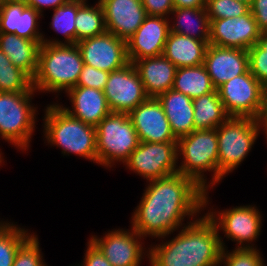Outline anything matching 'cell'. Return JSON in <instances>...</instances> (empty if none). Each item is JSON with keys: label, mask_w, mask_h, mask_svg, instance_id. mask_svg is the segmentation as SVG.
I'll return each instance as SVG.
<instances>
[{"label": "cell", "mask_w": 267, "mask_h": 266, "mask_svg": "<svg viewBox=\"0 0 267 266\" xmlns=\"http://www.w3.org/2000/svg\"><path fill=\"white\" fill-rule=\"evenodd\" d=\"M147 183L131 217L132 228L142 237L164 239L185 226L186 216L194 219L209 205L208 191L180 173Z\"/></svg>", "instance_id": "cell-1"}, {"label": "cell", "mask_w": 267, "mask_h": 266, "mask_svg": "<svg viewBox=\"0 0 267 266\" xmlns=\"http://www.w3.org/2000/svg\"><path fill=\"white\" fill-rule=\"evenodd\" d=\"M190 220L169 241L150 246V266H213L220 263L225 243L205 214Z\"/></svg>", "instance_id": "cell-2"}, {"label": "cell", "mask_w": 267, "mask_h": 266, "mask_svg": "<svg viewBox=\"0 0 267 266\" xmlns=\"http://www.w3.org/2000/svg\"><path fill=\"white\" fill-rule=\"evenodd\" d=\"M43 119L45 140L62 154H76L97 164L96 128L71 116L61 104H50Z\"/></svg>", "instance_id": "cell-3"}, {"label": "cell", "mask_w": 267, "mask_h": 266, "mask_svg": "<svg viewBox=\"0 0 267 266\" xmlns=\"http://www.w3.org/2000/svg\"><path fill=\"white\" fill-rule=\"evenodd\" d=\"M83 65L77 44H42L33 88L36 93L67 92L76 87Z\"/></svg>", "instance_id": "cell-4"}, {"label": "cell", "mask_w": 267, "mask_h": 266, "mask_svg": "<svg viewBox=\"0 0 267 266\" xmlns=\"http://www.w3.org/2000/svg\"><path fill=\"white\" fill-rule=\"evenodd\" d=\"M177 153L178 159L183 156L178 173L193 179L203 190L208 191L209 187H214L224 179L218 171L217 129L193 130L189 135L179 138ZM207 171L213 172L210 182L204 175Z\"/></svg>", "instance_id": "cell-5"}, {"label": "cell", "mask_w": 267, "mask_h": 266, "mask_svg": "<svg viewBox=\"0 0 267 266\" xmlns=\"http://www.w3.org/2000/svg\"><path fill=\"white\" fill-rule=\"evenodd\" d=\"M95 128L97 164L104 167L124 164L140 143L128 113L111 112Z\"/></svg>", "instance_id": "cell-6"}, {"label": "cell", "mask_w": 267, "mask_h": 266, "mask_svg": "<svg viewBox=\"0 0 267 266\" xmlns=\"http://www.w3.org/2000/svg\"><path fill=\"white\" fill-rule=\"evenodd\" d=\"M34 92H0V137L20 150H28L35 130Z\"/></svg>", "instance_id": "cell-7"}, {"label": "cell", "mask_w": 267, "mask_h": 266, "mask_svg": "<svg viewBox=\"0 0 267 266\" xmlns=\"http://www.w3.org/2000/svg\"><path fill=\"white\" fill-rule=\"evenodd\" d=\"M217 129L218 171L224 176L237 168L250 153L262 126L250 117H229Z\"/></svg>", "instance_id": "cell-8"}, {"label": "cell", "mask_w": 267, "mask_h": 266, "mask_svg": "<svg viewBox=\"0 0 267 266\" xmlns=\"http://www.w3.org/2000/svg\"><path fill=\"white\" fill-rule=\"evenodd\" d=\"M177 142H140L124 165L147 181L178 173Z\"/></svg>", "instance_id": "cell-9"}, {"label": "cell", "mask_w": 267, "mask_h": 266, "mask_svg": "<svg viewBox=\"0 0 267 266\" xmlns=\"http://www.w3.org/2000/svg\"><path fill=\"white\" fill-rule=\"evenodd\" d=\"M211 210L206 215L213 221L218 231L224 232V237L237 242L236 248H256L251 243L257 240L262 228V214L256 206H236L215 212Z\"/></svg>", "instance_id": "cell-10"}, {"label": "cell", "mask_w": 267, "mask_h": 266, "mask_svg": "<svg viewBox=\"0 0 267 266\" xmlns=\"http://www.w3.org/2000/svg\"><path fill=\"white\" fill-rule=\"evenodd\" d=\"M263 89L264 86L248 70L221 85L217 91L230 117L258 119Z\"/></svg>", "instance_id": "cell-11"}, {"label": "cell", "mask_w": 267, "mask_h": 266, "mask_svg": "<svg viewBox=\"0 0 267 266\" xmlns=\"http://www.w3.org/2000/svg\"><path fill=\"white\" fill-rule=\"evenodd\" d=\"M104 95L112 112L129 113L148 96L132 62L109 73Z\"/></svg>", "instance_id": "cell-12"}, {"label": "cell", "mask_w": 267, "mask_h": 266, "mask_svg": "<svg viewBox=\"0 0 267 266\" xmlns=\"http://www.w3.org/2000/svg\"><path fill=\"white\" fill-rule=\"evenodd\" d=\"M84 64L108 73L129 63L126 40L111 32L83 39L76 43Z\"/></svg>", "instance_id": "cell-13"}, {"label": "cell", "mask_w": 267, "mask_h": 266, "mask_svg": "<svg viewBox=\"0 0 267 266\" xmlns=\"http://www.w3.org/2000/svg\"><path fill=\"white\" fill-rule=\"evenodd\" d=\"M140 239L144 237L132 227L131 230H111L102 238L96 235L90 237L112 266H140L143 255L147 252L145 256H149V250H143L146 248L142 247L144 242Z\"/></svg>", "instance_id": "cell-14"}, {"label": "cell", "mask_w": 267, "mask_h": 266, "mask_svg": "<svg viewBox=\"0 0 267 266\" xmlns=\"http://www.w3.org/2000/svg\"><path fill=\"white\" fill-rule=\"evenodd\" d=\"M260 33L249 10L240 17L210 19L209 44L248 50L257 43Z\"/></svg>", "instance_id": "cell-15"}, {"label": "cell", "mask_w": 267, "mask_h": 266, "mask_svg": "<svg viewBox=\"0 0 267 266\" xmlns=\"http://www.w3.org/2000/svg\"><path fill=\"white\" fill-rule=\"evenodd\" d=\"M140 142H177L161 102L148 97L128 113Z\"/></svg>", "instance_id": "cell-16"}, {"label": "cell", "mask_w": 267, "mask_h": 266, "mask_svg": "<svg viewBox=\"0 0 267 266\" xmlns=\"http://www.w3.org/2000/svg\"><path fill=\"white\" fill-rule=\"evenodd\" d=\"M167 17L147 16L136 32L126 40L129 62L163 55L170 32Z\"/></svg>", "instance_id": "cell-17"}, {"label": "cell", "mask_w": 267, "mask_h": 266, "mask_svg": "<svg viewBox=\"0 0 267 266\" xmlns=\"http://www.w3.org/2000/svg\"><path fill=\"white\" fill-rule=\"evenodd\" d=\"M204 65L217 90L227 81L249 70L248 51L209 44L205 53Z\"/></svg>", "instance_id": "cell-18"}, {"label": "cell", "mask_w": 267, "mask_h": 266, "mask_svg": "<svg viewBox=\"0 0 267 266\" xmlns=\"http://www.w3.org/2000/svg\"><path fill=\"white\" fill-rule=\"evenodd\" d=\"M103 7L106 29L127 40L148 16L142 0H98Z\"/></svg>", "instance_id": "cell-19"}, {"label": "cell", "mask_w": 267, "mask_h": 266, "mask_svg": "<svg viewBox=\"0 0 267 266\" xmlns=\"http://www.w3.org/2000/svg\"><path fill=\"white\" fill-rule=\"evenodd\" d=\"M43 15L28 7L23 0L0 4V32L12 33L21 38L42 40L39 22Z\"/></svg>", "instance_id": "cell-20"}, {"label": "cell", "mask_w": 267, "mask_h": 266, "mask_svg": "<svg viewBox=\"0 0 267 266\" xmlns=\"http://www.w3.org/2000/svg\"><path fill=\"white\" fill-rule=\"evenodd\" d=\"M66 94L72 103V108L61 106L71 116L86 124L96 127L103 118L112 112L102 90L76 86L69 89Z\"/></svg>", "instance_id": "cell-21"}, {"label": "cell", "mask_w": 267, "mask_h": 266, "mask_svg": "<svg viewBox=\"0 0 267 266\" xmlns=\"http://www.w3.org/2000/svg\"><path fill=\"white\" fill-rule=\"evenodd\" d=\"M148 97L157 98L173 88L177 67L164 55L132 61Z\"/></svg>", "instance_id": "cell-22"}, {"label": "cell", "mask_w": 267, "mask_h": 266, "mask_svg": "<svg viewBox=\"0 0 267 266\" xmlns=\"http://www.w3.org/2000/svg\"><path fill=\"white\" fill-rule=\"evenodd\" d=\"M157 99L163 106L177 140L195 130L193 99L174 89L160 94Z\"/></svg>", "instance_id": "cell-23"}, {"label": "cell", "mask_w": 267, "mask_h": 266, "mask_svg": "<svg viewBox=\"0 0 267 266\" xmlns=\"http://www.w3.org/2000/svg\"><path fill=\"white\" fill-rule=\"evenodd\" d=\"M41 45L42 40H30L12 33L0 32V50L13 65L26 72L32 79L37 72Z\"/></svg>", "instance_id": "cell-24"}, {"label": "cell", "mask_w": 267, "mask_h": 266, "mask_svg": "<svg viewBox=\"0 0 267 266\" xmlns=\"http://www.w3.org/2000/svg\"><path fill=\"white\" fill-rule=\"evenodd\" d=\"M208 45L209 41L169 32L163 55L177 68L199 66L204 64Z\"/></svg>", "instance_id": "cell-25"}, {"label": "cell", "mask_w": 267, "mask_h": 266, "mask_svg": "<svg viewBox=\"0 0 267 266\" xmlns=\"http://www.w3.org/2000/svg\"><path fill=\"white\" fill-rule=\"evenodd\" d=\"M175 15L170 32L185 35L197 40L209 41L210 19L206 8H174Z\"/></svg>", "instance_id": "cell-26"}, {"label": "cell", "mask_w": 267, "mask_h": 266, "mask_svg": "<svg viewBox=\"0 0 267 266\" xmlns=\"http://www.w3.org/2000/svg\"><path fill=\"white\" fill-rule=\"evenodd\" d=\"M195 130L216 129L230 116L215 89L193 99Z\"/></svg>", "instance_id": "cell-27"}, {"label": "cell", "mask_w": 267, "mask_h": 266, "mask_svg": "<svg viewBox=\"0 0 267 266\" xmlns=\"http://www.w3.org/2000/svg\"><path fill=\"white\" fill-rule=\"evenodd\" d=\"M172 89L187 95L191 99L215 90L204 64L177 68Z\"/></svg>", "instance_id": "cell-28"}, {"label": "cell", "mask_w": 267, "mask_h": 266, "mask_svg": "<svg viewBox=\"0 0 267 266\" xmlns=\"http://www.w3.org/2000/svg\"><path fill=\"white\" fill-rule=\"evenodd\" d=\"M82 1L69 0L66 4L55 8L50 23L51 29L64 35L65 41L57 39H42V44H76L75 19Z\"/></svg>", "instance_id": "cell-29"}, {"label": "cell", "mask_w": 267, "mask_h": 266, "mask_svg": "<svg viewBox=\"0 0 267 266\" xmlns=\"http://www.w3.org/2000/svg\"><path fill=\"white\" fill-rule=\"evenodd\" d=\"M76 43L107 31L103 7L98 1L95 6L86 2L78 9L76 19Z\"/></svg>", "instance_id": "cell-30"}, {"label": "cell", "mask_w": 267, "mask_h": 266, "mask_svg": "<svg viewBox=\"0 0 267 266\" xmlns=\"http://www.w3.org/2000/svg\"><path fill=\"white\" fill-rule=\"evenodd\" d=\"M0 92H36L33 79L0 50Z\"/></svg>", "instance_id": "cell-31"}, {"label": "cell", "mask_w": 267, "mask_h": 266, "mask_svg": "<svg viewBox=\"0 0 267 266\" xmlns=\"http://www.w3.org/2000/svg\"><path fill=\"white\" fill-rule=\"evenodd\" d=\"M25 228L5 222L0 227V266H12L18 248L32 235Z\"/></svg>", "instance_id": "cell-32"}, {"label": "cell", "mask_w": 267, "mask_h": 266, "mask_svg": "<svg viewBox=\"0 0 267 266\" xmlns=\"http://www.w3.org/2000/svg\"><path fill=\"white\" fill-rule=\"evenodd\" d=\"M205 8L209 19L240 17L250 10L249 5L237 0H206Z\"/></svg>", "instance_id": "cell-33"}, {"label": "cell", "mask_w": 267, "mask_h": 266, "mask_svg": "<svg viewBox=\"0 0 267 266\" xmlns=\"http://www.w3.org/2000/svg\"><path fill=\"white\" fill-rule=\"evenodd\" d=\"M221 266H264V258H262L257 248H235L231 252L227 248H223Z\"/></svg>", "instance_id": "cell-34"}, {"label": "cell", "mask_w": 267, "mask_h": 266, "mask_svg": "<svg viewBox=\"0 0 267 266\" xmlns=\"http://www.w3.org/2000/svg\"><path fill=\"white\" fill-rule=\"evenodd\" d=\"M38 236L33 233L19 248L12 266H48L43 260Z\"/></svg>", "instance_id": "cell-35"}, {"label": "cell", "mask_w": 267, "mask_h": 266, "mask_svg": "<svg viewBox=\"0 0 267 266\" xmlns=\"http://www.w3.org/2000/svg\"><path fill=\"white\" fill-rule=\"evenodd\" d=\"M108 77V72L84 64L76 86L95 88L103 91Z\"/></svg>", "instance_id": "cell-36"}, {"label": "cell", "mask_w": 267, "mask_h": 266, "mask_svg": "<svg viewBox=\"0 0 267 266\" xmlns=\"http://www.w3.org/2000/svg\"><path fill=\"white\" fill-rule=\"evenodd\" d=\"M148 16L167 17L174 10L172 0H142Z\"/></svg>", "instance_id": "cell-37"}, {"label": "cell", "mask_w": 267, "mask_h": 266, "mask_svg": "<svg viewBox=\"0 0 267 266\" xmlns=\"http://www.w3.org/2000/svg\"><path fill=\"white\" fill-rule=\"evenodd\" d=\"M88 241L84 261L81 265L78 264L77 266H112L99 248L90 239Z\"/></svg>", "instance_id": "cell-38"}, {"label": "cell", "mask_w": 267, "mask_h": 266, "mask_svg": "<svg viewBox=\"0 0 267 266\" xmlns=\"http://www.w3.org/2000/svg\"><path fill=\"white\" fill-rule=\"evenodd\" d=\"M249 70L263 86L267 84V56H249Z\"/></svg>", "instance_id": "cell-39"}, {"label": "cell", "mask_w": 267, "mask_h": 266, "mask_svg": "<svg viewBox=\"0 0 267 266\" xmlns=\"http://www.w3.org/2000/svg\"><path fill=\"white\" fill-rule=\"evenodd\" d=\"M249 7L259 31H267V0H253Z\"/></svg>", "instance_id": "cell-40"}, {"label": "cell", "mask_w": 267, "mask_h": 266, "mask_svg": "<svg viewBox=\"0 0 267 266\" xmlns=\"http://www.w3.org/2000/svg\"><path fill=\"white\" fill-rule=\"evenodd\" d=\"M28 7H32L34 10L43 13V8H52L53 10L66 4L69 0H23Z\"/></svg>", "instance_id": "cell-41"}, {"label": "cell", "mask_w": 267, "mask_h": 266, "mask_svg": "<svg viewBox=\"0 0 267 266\" xmlns=\"http://www.w3.org/2000/svg\"><path fill=\"white\" fill-rule=\"evenodd\" d=\"M248 51V56H267V31L261 32L259 39Z\"/></svg>", "instance_id": "cell-42"}, {"label": "cell", "mask_w": 267, "mask_h": 266, "mask_svg": "<svg viewBox=\"0 0 267 266\" xmlns=\"http://www.w3.org/2000/svg\"><path fill=\"white\" fill-rule=\"evenodd\" d=\"M258 123L262 126L267 139V84L263 89L262 108L258 116Z\"/></svg>", "instance_id": "cell-43"}, {"label": "cell", "mask_w": 267, "mask_h": 266, "mask_svg": "<svg viewBox=\"0 0 267 266\" xmlns=\"http://www.w3.org/2000/svg\"><path fill=\"white\" fill-rule=\"evenodd\" d=\"M174 8H205L206 0H172Z\"/></svg>", "instance_id": "cell-44"}, {"label": "cell", "mask_w": 267, "mask_h": 266, "mask_svg": "<svg viewBox=\"0 0 267 266\" xmlns=\"http://www.w3.org/2000/svg\"><path fill=\"white\" fill-rule=\"evenodd\" d=\"M237 1H241V2H244V3H246L247 5H251L252 4V2H253V0H237Z\"/></svg>", "instance_id": "cell-45"}, {"label": "cell", "mask_w": 267, "mask_h": 266, "mask_svg": "<svg viewBox=\"0 0 267 266\" xmlns=\"http://www.w3.org/2000/svg\"><path fill=\"white\" fill-rule=\"evenodd\" d=\"M11 1H18V0H0V4L4 2H11Z\"/></svg>", "instance_id": "cell-46"}, {"label": "cell", "mask_w": 267, "mask_h": 266, "mask_svg": "<svg viewBox=\"0 0 267 266\" xmlns=\"http://www.w3.org/2000/svg\"><path fill=\"white\" fill-rule=\"evenodd\" d=\"M1 152V151H0ZM4 160V158L2 157V152L0 153V166H1V163L2 161Z\"/></svg>", "instance_id": "cell-47"}, {"label": "cell", "mask_w": 267, "mask_h": 266, "mask_svg": "<svg viewBox=\"0 0 267 266\" xmlns=\"http://www.w3.org/2000/svg\"><path fill=\"white\" fill-rule=\"evenodd\" d=\"M5 223V221H0V227Z\"/></svg>", "instance_id": "cell-48"}, {"label": "cell", "mask_w": 267, "mask_h": 266, "mask_svg": "<svg viewBox=\"0 0 267 266\" xmlns=\"http://www.w3.org/2000/svg\"><path fill=\"white\" fill-rule=\"evenodd\" d=\"M73 1H82V2H87V0H73Z\"/></svg>", "instance_id": "cell-49"}]
</instances>
